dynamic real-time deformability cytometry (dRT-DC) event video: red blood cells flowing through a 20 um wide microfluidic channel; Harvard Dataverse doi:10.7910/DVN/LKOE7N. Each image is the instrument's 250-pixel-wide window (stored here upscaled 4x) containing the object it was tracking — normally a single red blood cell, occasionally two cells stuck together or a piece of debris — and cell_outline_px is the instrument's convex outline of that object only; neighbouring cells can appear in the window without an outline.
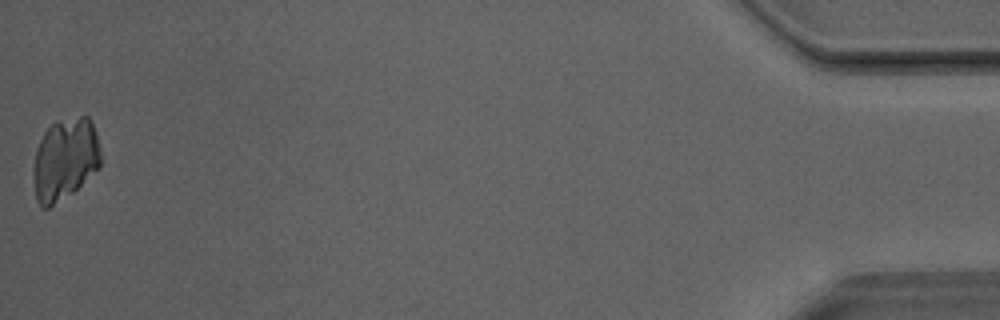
{"species": "Egyptian fruit bat (a non-hibernating species)", "species_latin": "Rousettus aegyptiacus", "temperature_condition": "room temperature", "stored_images_in_passage": 39, "camera_frame_rate_fps": 3000, "um_per_image_px": 0.085, "animal": {"sex": "male"}, "frame": {"image": 1, "passage_image": 39, "time_ms": 12.667, "image_size_px": [1000, 320], "cell_outline_px": [[100, 168], [72, 192], [48, 208], [40, 208], [36, 200], [32, 172], [36, 148], [44, 132], [56, 120], [80, 116], [88, 116], [96, 132], [100, 152]], "centroid_in_image_um": [5.5, 13.54], "position_along_channel_um": 429.7, "area_um2": 32.31}}